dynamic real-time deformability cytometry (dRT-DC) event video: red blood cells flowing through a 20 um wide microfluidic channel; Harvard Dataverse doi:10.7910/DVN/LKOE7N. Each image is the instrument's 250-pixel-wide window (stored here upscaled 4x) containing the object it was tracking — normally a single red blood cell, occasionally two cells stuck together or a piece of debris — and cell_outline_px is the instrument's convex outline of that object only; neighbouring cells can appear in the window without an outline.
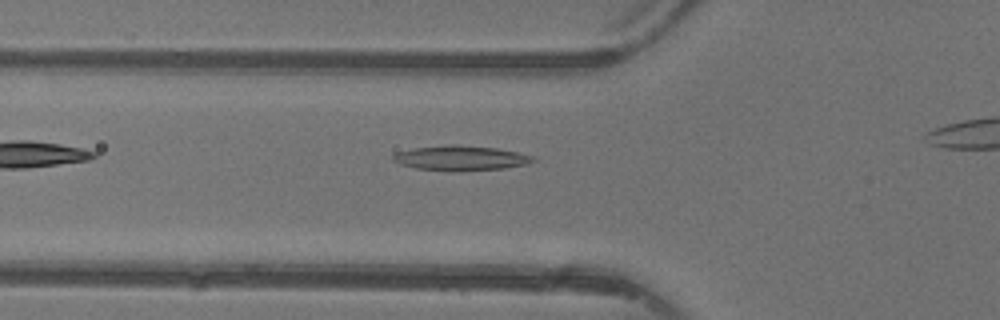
{"species": "common noctule bat (a hibernating species)", "species_latin": "Nyctalus noctula", "temperature_condition": "warm", "stored_images_in_passage": 4, "camera_frame_rate_fps": 3000, "um_per_image_px": 0.085, "animal": {"sex": "female"}, "frame": {"image": 1, "passage_image": 3, "time_ms": 2.333, "image_size_px": [1000, 320], "cell_outline_px": [[536, 160], [524, 164], [504, 168], [460, 172], [452, 172], [416, 168], [400, 164], [392, 160], [392, 156], [396, 152], [412, 148], [444, 144], [460, 144], [496, 148], [516, 152], [532, 156]], "centroid_in_image_um": [39.09, 13.43], "position_along_channel_um": 86.7, "area_um2": 20.58}}